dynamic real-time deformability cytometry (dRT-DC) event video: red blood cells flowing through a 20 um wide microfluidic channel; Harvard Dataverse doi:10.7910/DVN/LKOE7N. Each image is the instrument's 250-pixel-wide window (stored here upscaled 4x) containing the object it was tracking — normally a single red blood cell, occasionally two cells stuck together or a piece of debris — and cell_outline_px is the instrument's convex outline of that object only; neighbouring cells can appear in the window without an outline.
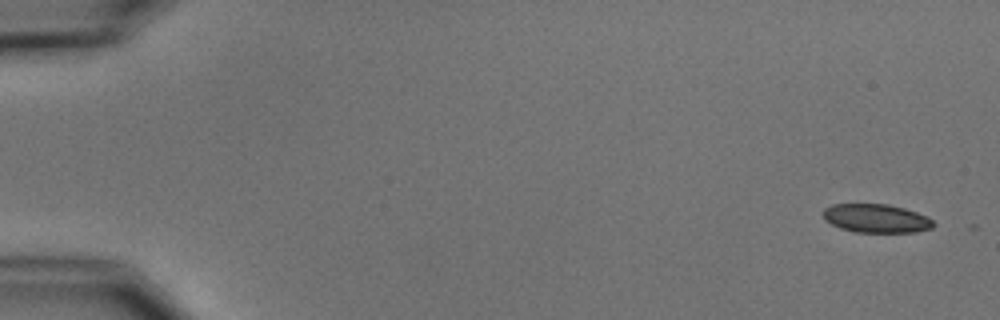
{"species": "common noctule bat (a hibernating species)", "species_latin": "Nyctalus noctula", "temperature_condition": "cold", "stored_images_in_passage": 5, "camera_frame_rate_fps": 3000, "um_per_image_px": 0.085, "animal": {"sex": "male", "body_mass_g": 15.6}, "frame": {"image": 1, "passage_image": 1, "time_ms": 0.0, "image_size_px": [1000, 320], "cell_outline_px": [[936, 224], [932, 228], [916, 232], [852, 232], [840, 228], [824, 220], [824, 208], [832, 204], [888, 204], [904, 208], [928, 216]], "centroid_in_image_um": [74.49, 18.56], "position_along_channel_um": 10.5, "area_um2": 18.5}}
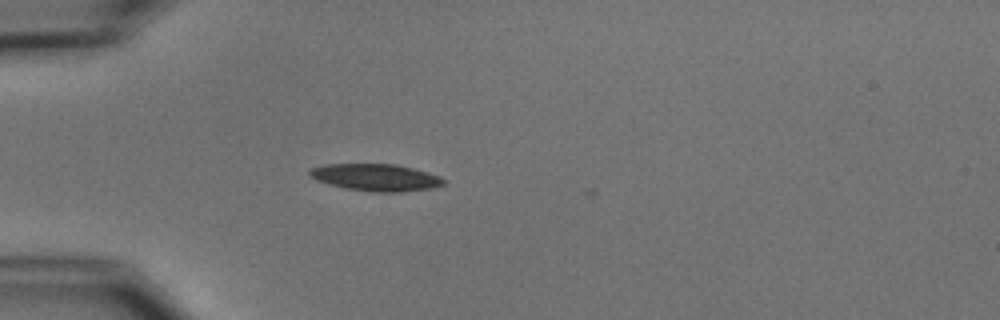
{"frame": {"image": 2, "passage_image": 5, "time_ms": 4.667, "image_size_px": [1000, 320], "cell_outline_px": [[444, 184], [432, 188], [400, 192], [372, 192], [348, 188], [328, 184], [316, 180], [308, 172], [312, 168], [324, 164], [396, 164], [428, 172], [440, 176], [444, 180]], "centroid_in_image_um": [31.96, 15.08], "position_along_channel_um": 53.0, "area_um2": 20.98}}